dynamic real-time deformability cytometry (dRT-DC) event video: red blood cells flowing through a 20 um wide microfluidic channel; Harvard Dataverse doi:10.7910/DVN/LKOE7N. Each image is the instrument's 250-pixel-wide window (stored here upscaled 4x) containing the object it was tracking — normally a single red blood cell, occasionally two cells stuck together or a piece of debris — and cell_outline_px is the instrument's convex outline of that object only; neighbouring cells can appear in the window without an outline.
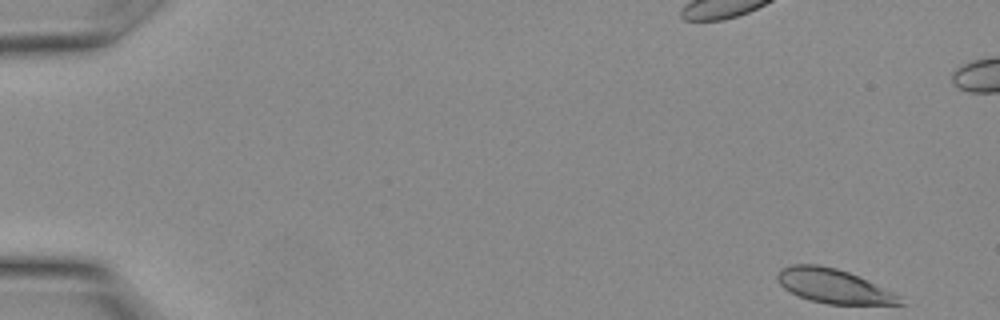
{"species": "Egyptian fruit bat (a non-hibernating species)", "species_latin": "Rousettus aegyptiacus", "temperature_condition": "warm", "stored_images_in_passage": 11, "camera_frame_rate_fps": 3000, "um_per_image_px": 0.085, "animal": {"sex": "female"}, "frame": {"image": 1, "passage_image": 1, "time_ms": 0.0, "image_size_px": [1000, 320], "cell_outline_px": [[904, 304], [828, 304], [812, 300], [800, 296], [784, 288], [776, 280], [776, 276], [784, 268], [792, 264], [816, 264], [836, 268], [848, 272], [892, 292], [900, 296]], "centroid_in_image_um": [70.83, 24.31], "position_along_channel_um": 14.2, "area_um2": 23.81}}
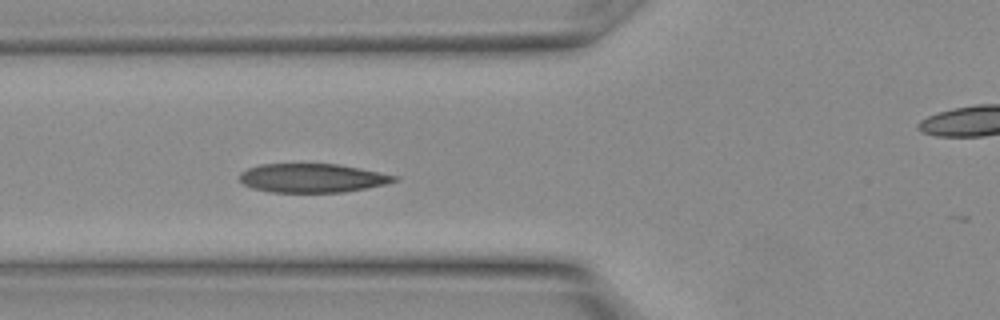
{"frame": {"image": 2, "passage_image": 11, "time_ms": 3.333, "image_size_px": [1000, 320], "cell_outline_px": [[396, 180], [384, 184], [344, 192], [268, 192], [252, 188], [244, 184], [240, 180], [240, 172], [248, 168], [260, 164], [336, 164], [360, 168], [396, 176]], "centroid_in_image_um": [26.47, 15.13], "position_along_channel_um": 99.3, "area_um2": 25.72}}